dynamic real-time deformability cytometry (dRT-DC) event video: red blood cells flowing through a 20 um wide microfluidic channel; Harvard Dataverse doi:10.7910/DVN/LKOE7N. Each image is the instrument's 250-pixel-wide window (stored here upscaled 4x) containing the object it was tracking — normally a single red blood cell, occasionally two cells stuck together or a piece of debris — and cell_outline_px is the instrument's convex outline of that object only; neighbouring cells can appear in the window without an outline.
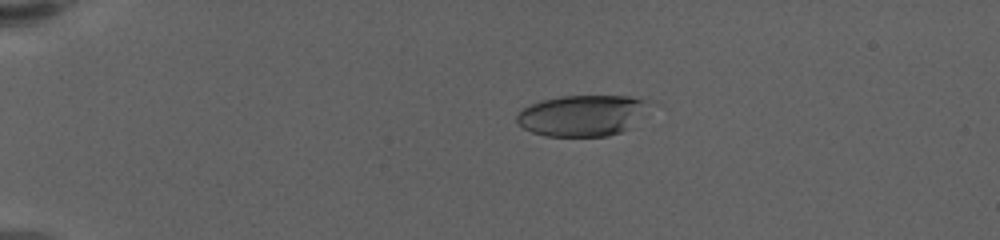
{"species": "human", "species_latin": "Homo sapiens", "temperature_condition": "warm", "stored_images_in_passage": 63, "camera_frame_rate_fps": 3000, "um_per_image_px": 0.085, "donor": {"sex": "female"}, "frame": {"image": 1, "passage_image": 15, "time_ms": 4.667, "image_size_px": [1000, 240], "cell_outline_px": [[644, 100], [628, 128], [620, 132], [608, 136], [544, 136], [532, 132], [524, 128], [516, 120], [516, 116], [524, 108], [540, 100], [564, 96], [628, 96]], "centroid_in_image_um": [49.3, 9.83], "position_along_channel_um": 35.7, "area_um2": 30.29}}
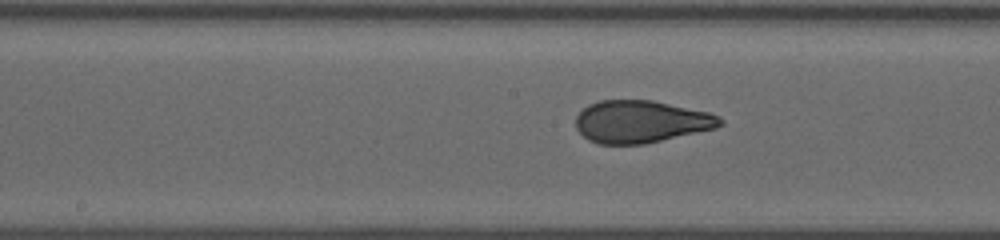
{"frame": {"image": 2, "passage_image": 35, "time_ms": 11.333, "image_size_px": [1000, 240], "cell_outline_px": [[724, 124], [716, 128], [644, 144], [600, 144], [588, 140], [576, 128], [576, 116], [588, 104], [600, 100], [652, 100], [708, 112], [720, 116], [724, 120]], "centroid_in_image_um": [54.49, 10.34], "position_along_channel_um": 193.7, "area_um2": 35.6}}
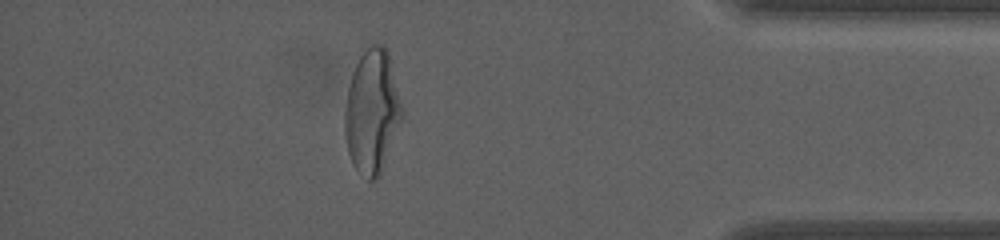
{"frame": {"image": 3, "passage_image": 56, "time_ms": 18.333, "image_size_px": [1000, 240], "cell_outline_px": [[404, 112], [380, 176], [372, 180], [368, 180], [352, 164], [348, 152], [344, 132], [344, 112], [348, 88], [352, 72], [360, 56], [372, 44], [384, 44], [388, 52]], "centroid_in_image_um": [31.62, 9.49], "position_along_channel_um": 403.6, "area_um2": 41.1}, "authors_computed_cell_mechanics": {"area_um2": 35.9516, "velocity_mm_per_s": 3.4268, "shape_relaxation_time_tau1_ms": 5.6201, "shape_relaxation_time_tau2_ms": 0.8171, "deformation_change_tau1": 0.2242, "deformation_change_tau2": 0.0632}}